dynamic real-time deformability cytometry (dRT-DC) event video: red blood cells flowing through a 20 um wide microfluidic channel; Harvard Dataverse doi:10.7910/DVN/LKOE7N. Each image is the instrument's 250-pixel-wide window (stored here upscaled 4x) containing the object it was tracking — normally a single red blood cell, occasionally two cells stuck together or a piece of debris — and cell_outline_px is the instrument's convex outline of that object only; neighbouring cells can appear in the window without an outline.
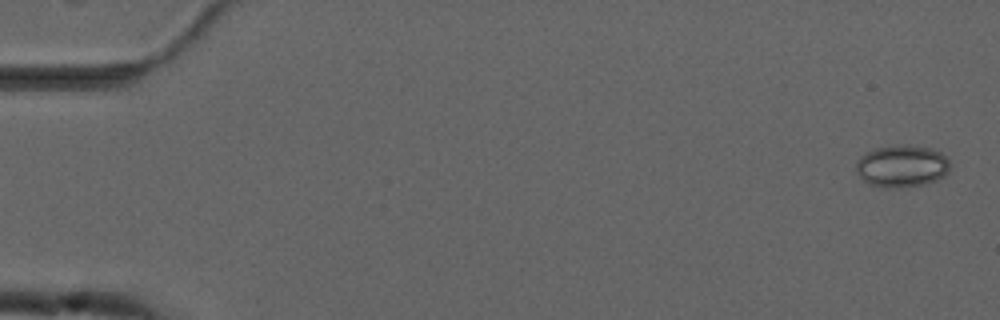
{"species": "common noctule bat (a hibernating species)", "species_latin": "Nyctalus noctula", "temperature_condition": "cold", "stored_images_in_passage": 55, "camera_frame_rate_fps": 3000, "um_per_image_px": 0.085, "animal": {"sex": "male", "forearm_length_mm": 52.5}, "frame": {"image": 1, "passage_image": 2, "time_ms": 0.333, "image_size_px": [1000, 320], "cell_outline_px": [[948, 172], [944, 176], [936, 180], [924, 184], [904, 188], [884, 188], [872, 184], [864, 180], [856, 172], [856, 160], [864, 152], [872, 148], [900, 144], [908, 144], [932, 148], [940, 152], [948, 160]], "centroid_in_image_um": [76.62, 14.1], "position_along_channel_um": 8.4, "area_um2": 23.41}}
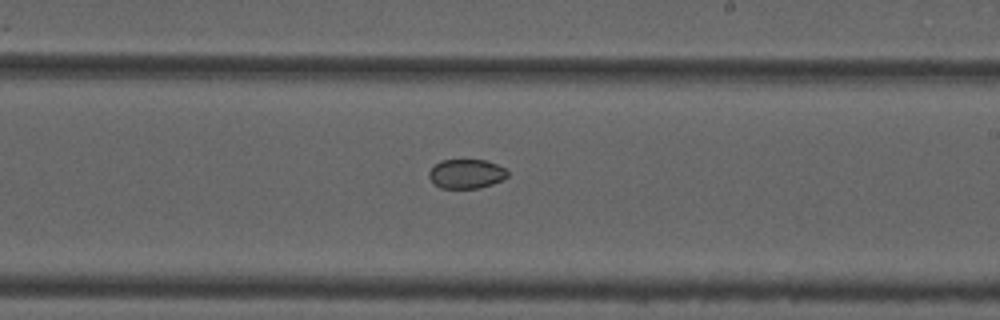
{"frame": {"image": 2, "passage_image": 33, "time_ms": 10.667, "image_size_px": [1000, 320], "cell_outline_px": [[508, 176], [492, 184], [480, 188], [440, 188], [432, 184], [428, 176], [428, 172], [440, 160], [484, 160], [496, 164], [504, 168], [508, 172]], "centroid_in_image_um": [39.59, 14.78], "position_along_channel_um": 249.4, "area_um2": 13.41}}
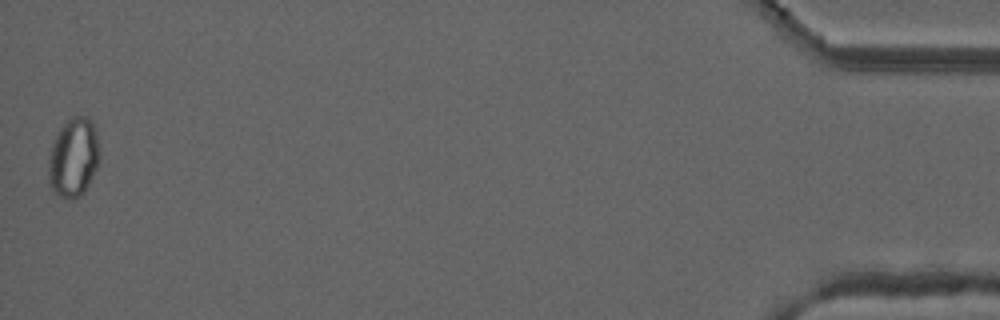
{"frame": {"image": 3, "passage_image": 55, "time_ms": 18.0, "image_size_px": [1000, 320], "cell_outline_px": [[100, 160], [84, 192], [80, 196], [72, 200], [68, 200], [60, 196], [48, 184], [48, 156], [52, 144], [60, 128], [72, 116], [88, 116], [92, 120], [96, 128], [100, 148]], "centroid_in_image_um": [6.26, 13.38], "position_along_channel_um": 428.9, "area_um2": 23.93}, "authors_computed_cell_mechanics": {"area_um2": 16.8198, "velocity_mm_per_s": 3.7239, "shape_relaxation_time_tau1_ms": null, "shape_relaxation_time_tau2_ms": 5.1508, "deformation_change_tau1": null, "deformation_change_tau2": 0.0423}}